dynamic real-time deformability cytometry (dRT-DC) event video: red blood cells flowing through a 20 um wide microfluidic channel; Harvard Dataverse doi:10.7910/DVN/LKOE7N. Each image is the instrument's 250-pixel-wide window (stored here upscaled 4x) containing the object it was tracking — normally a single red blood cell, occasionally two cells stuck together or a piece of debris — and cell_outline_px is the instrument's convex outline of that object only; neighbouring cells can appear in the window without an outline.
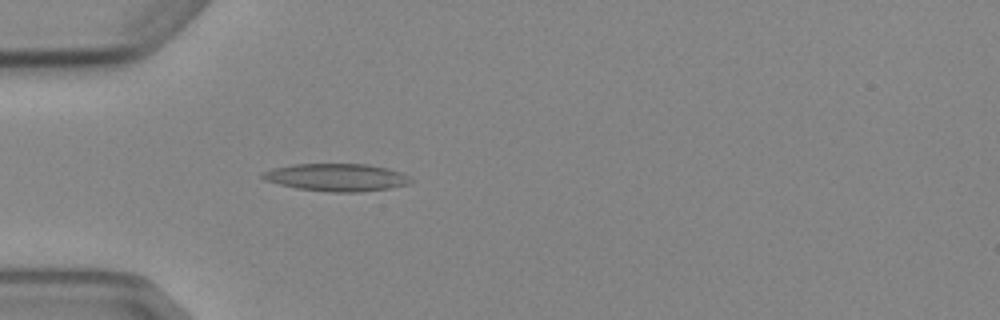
{"species": "Egyptian fruit bat (a non-hibernating species)", "species_latin": "Rousettus aegyptiacus", "temperature_condition": "cold", "stored_images_in_passage": 5, "camera_frame_rate_fps": 3000, "um_per_image_px": 0.085, "animal": {"sex": "female"}, "frame": {"image": 1, "passage_image": 5, "time_ms": 4.667, "image_size_px": [1000, 320], "cell_outline_px": [[412, 180], [408, 184], [388, 188], [360, 192], [332, 192], [296, 188], [264, 180], [260, 176], [260, 172], [272, 168], [292, 164], [368, 164], [400, 172], [408, 176]], "centroid_in_image_um": [28.54, 15.07], "position_along_channel_um": 56.5, "area_um2": 23.7}}